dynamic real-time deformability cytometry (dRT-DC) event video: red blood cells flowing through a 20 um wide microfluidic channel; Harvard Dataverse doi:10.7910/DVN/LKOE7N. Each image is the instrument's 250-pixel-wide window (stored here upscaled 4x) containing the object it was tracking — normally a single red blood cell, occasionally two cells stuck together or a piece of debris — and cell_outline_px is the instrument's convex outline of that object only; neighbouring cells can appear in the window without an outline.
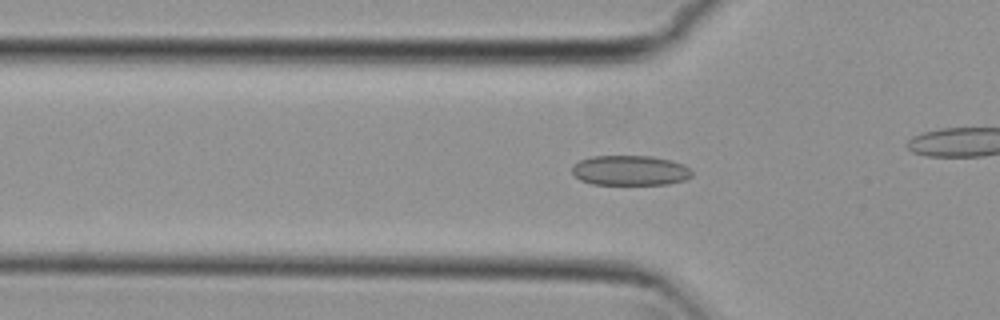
{"species": "common noctule bat (a hibernating species)", "species_latin": "Nyctalus noctula", "temperature_condition": "cold", "stored_images_in_passage": 39, "camera_frame_rate_fps": 3000, "um_per_image_px": 0.085, "animal": {"sex": "female", "body_mass_g": 29.2, "forearm_length_mm": 56.3}, "frame": {"image": 1, "passage_image": 3, "time_ms": 0.667, "image_size_px": [1000, 320], "cell_outline_px": [[692, 176], [684, 180], [668, 184], [592, 184], [580, 180], [572, 172], [572, 164], [580, 160], [592, 156], [652, 156], [672, 160], [684, 164], [692, 172]], "centroid_in_image_um": [53.55, 14.48], "position_along_channel_um": 72.2, "area_um2": 21.04}}
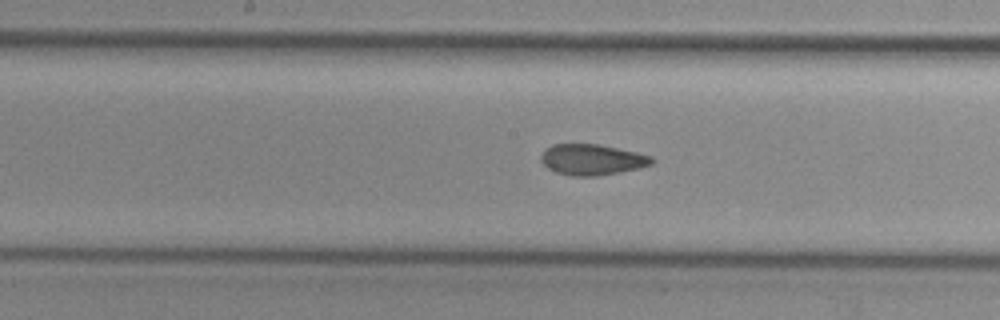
{"frame": {"image": 2, "passage_image": 13, "time_ms": 4.0, "image_size_px": [1000, 320], "cell_outline_px": [[656, 160], [652, 164], [640, 168], [620, 172], [596, 176], [572, 176], [556, 172], [548, 168], [540, 160], [540, 156], [552, 144], [596, 144], [636, 152], [652, 156]], "centroid_in_image_um": [50.35, 13.57], "position_along_channel_um": 197.9, "area_um2": 19.83}}
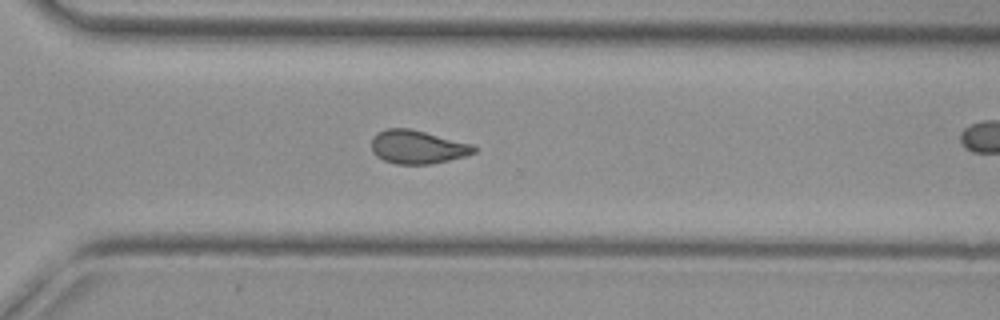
{"frame": {"image": 3, "passage_image": 24, "time_ms": 7.667, "image_size_px": [1000, 320], "cell_outline_px": [[476, 152], [464, 156], [432, 164], [396, 164], [384, 160], [376, 156], [372, 152], [372, 136], [376, 132], [384, 128], [408, 128], [472, 144], [476, 148]], "centroid_in_image_um": [35.43, 12.49], "position_along_channel_um": 335.2, "area_um2": 19.94}, "authors_computed_cell_mechanics": {"area_um2": 19.5942, "velocity_mm_per_s": 3.7489, "shape_relaxation_time_tau1_ms": null, "shape_relaxation_time_tau2_ms": 2.079, "deformation_change_tau1": null, "deformation_change_tau2": 0.0803}}